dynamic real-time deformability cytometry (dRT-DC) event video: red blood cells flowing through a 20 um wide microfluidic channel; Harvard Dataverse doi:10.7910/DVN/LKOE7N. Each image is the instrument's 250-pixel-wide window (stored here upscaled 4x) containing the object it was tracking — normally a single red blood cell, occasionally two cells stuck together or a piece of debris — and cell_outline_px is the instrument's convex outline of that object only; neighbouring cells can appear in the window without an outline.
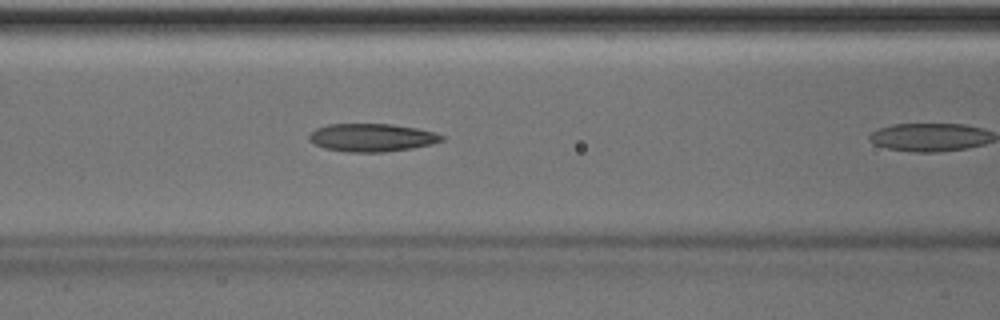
{"species": "Egyptian fruit bat (a non-hibernating species)", "species_latin": "Rousettus aegyptiacus", "temperature_condition": "room temperature", "stored_images_in_passage": 11, "camera_frame_rate_fps": 3000, "um_per_image_px": 0.085, "animal": {"sex": "male"}, "frame": {"image": 1, "passage_image": 10, "time_ms": 3.0, "image_size_px": [1000, 320], "cell_outline_px": [[444, 140], [432, 144], [412, 148], [384, 152], [348, 152], [324, 148], [308, 140], [308, 136], [316, 128], [328, 124], [392, 124], [416, 128], [432, 132], [444, 136]], "centroid_in_image_um": [31.59, 11.69], "position_along_channel_um": 135.0, "area_um2": 21.56}}